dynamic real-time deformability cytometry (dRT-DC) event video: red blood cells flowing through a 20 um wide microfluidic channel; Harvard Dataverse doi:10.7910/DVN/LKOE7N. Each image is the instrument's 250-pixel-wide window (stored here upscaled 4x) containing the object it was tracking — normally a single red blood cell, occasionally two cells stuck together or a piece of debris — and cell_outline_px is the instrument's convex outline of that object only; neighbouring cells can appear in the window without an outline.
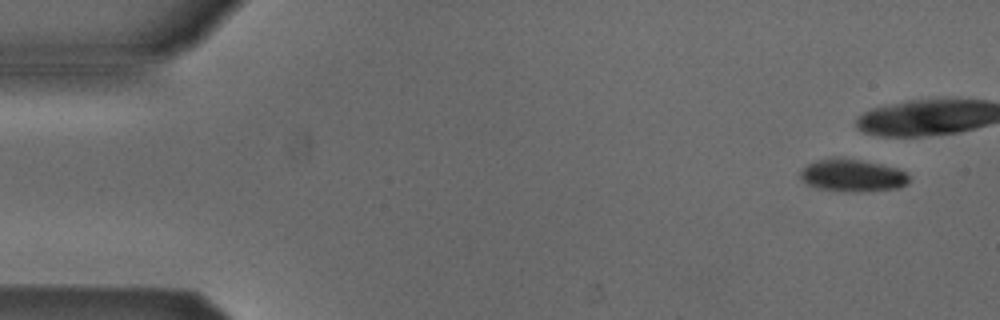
{"species": "Egyptian fruit bat (a non-hibernating species)", "species_latin": "Rousettus aegyptiacus", "temperature_condition": "cold", "stored_images_in_passage": 6, "camera_frame_rate_fps": 3000, "um_per_image_px": 0.085, "animal": {"sex": "male"}, "frame": {"image": 1, "passage_image": 1, "time_ms": 0.0, "image_size_px": [1000, 320], "cell_outline_px": [[908, 184], [896, 188], [856, 192], [844, 192], [820, 188], [808, 184], [800, 176], [800, 172], [808, 164], [816, 160], [856, 160], [896, 168], [904, 172], [908, 176]], "centroid_in_image_um": [72.46, 14.95], "position_along_channel_um": 12.5, "area_um2": 19.59}}